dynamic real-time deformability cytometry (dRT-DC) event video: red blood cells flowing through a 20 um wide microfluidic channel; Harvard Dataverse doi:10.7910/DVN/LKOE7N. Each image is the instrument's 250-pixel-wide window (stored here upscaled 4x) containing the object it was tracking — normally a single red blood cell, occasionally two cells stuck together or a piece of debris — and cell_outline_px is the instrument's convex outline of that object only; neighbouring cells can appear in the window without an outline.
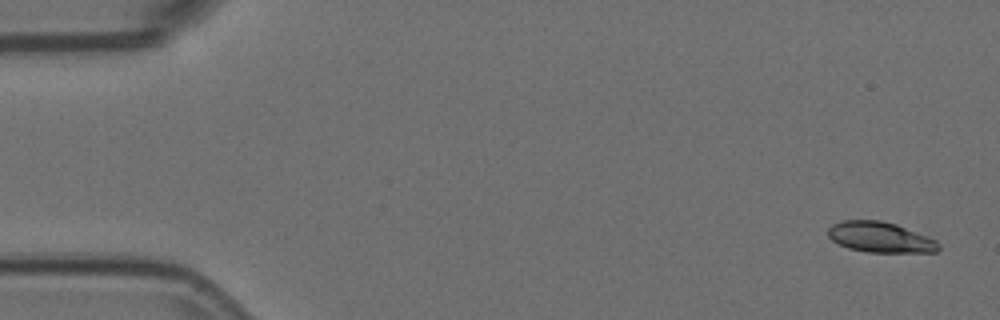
{"species": "Egyptian fruit bat (a non-hibernating species)", "species_latin": "Rousettus aegyptiacus", "temperature_condition": "room temperature", "stored_images_in_passage": 5, "camera_frame_rate_fps": 3000, "um_per_image_px": 0.085, "animal": {"sex": "female"}, "frame": {"image": 1, "passage_image": 1, "time_ms": 0.0, "image_size_px": [1000, 320], "cell_outline_px": [[940, 248], [936, 252], [868, 252], [848, 248], [832, 240], [828, 236], [828, 228], [832, 224], [844, 220], [880, 220], [896, 224], [928, 236], [936, 240], [940, 244]], "centroid_in_image_um": [74.83, 20.16], "position_along_channel_um": 10.2, "area_um2": 19.65}}
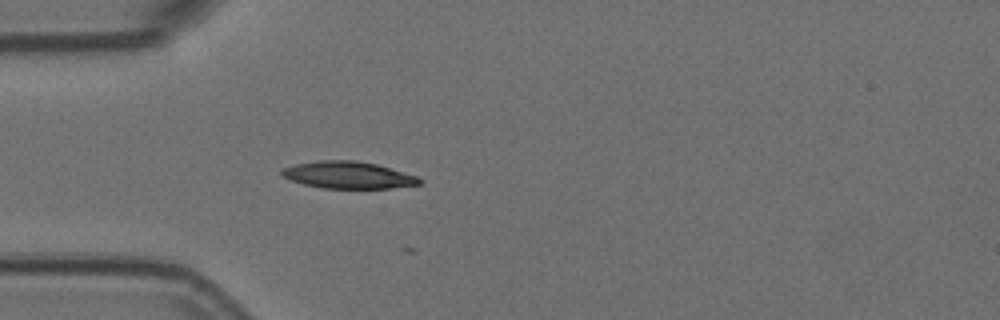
{"frame": {"image": 2, "passage_image": 5, "time_ms": 1.333, "image_size_px": [1000, 320], "cell_outline_px": [[424, 180], [420, 184], [392, 188], [324, 188], [304, 184], [288, 180], [280, 172], [284, 168], [296, 164], [320, 160], [356, 160], [376, 164], [416, 176]], "centroid_in_image_um": [29.6, 14.88], "position_along_channel_um": 55.4, "area_um2": 21.5}}